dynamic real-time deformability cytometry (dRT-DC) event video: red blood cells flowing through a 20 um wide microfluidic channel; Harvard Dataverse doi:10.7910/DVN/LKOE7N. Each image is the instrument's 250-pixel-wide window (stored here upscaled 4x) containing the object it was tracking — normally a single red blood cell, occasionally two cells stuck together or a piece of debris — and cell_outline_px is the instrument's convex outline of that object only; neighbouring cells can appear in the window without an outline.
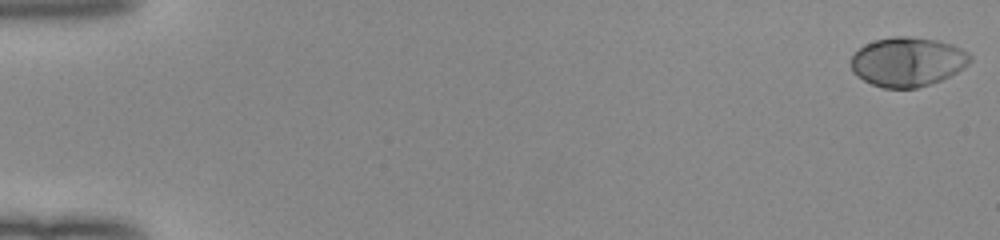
{"species": "human", "species_latin": "Homo sapiens", "temperature_condition": "room temperature", "stored_images_in_passage": 52, "camera_frame_rate_fps": 3000, "um_per_image_px": 0.085, "donor": {"sex": "female"}, "frame": {"image": 1, "passage_image": 1, "time_ms": 0.0, "image_size_px": [1000, 240], "cell_outline_px": [[972, 60], [964, 68], [940, 80], [916, 88], [884, 88], [872, 84], [856, 76], [852, 72], [848, 60], [864, 44], [876, 40], [892, 36], [912, 36], [936, 40], [952, 44], [968, 52], [972, 56]], "centroid_in_image_um": [77.12, 5.24], "position_along_channel_um": 7.9, "area_um2": 34.39}}
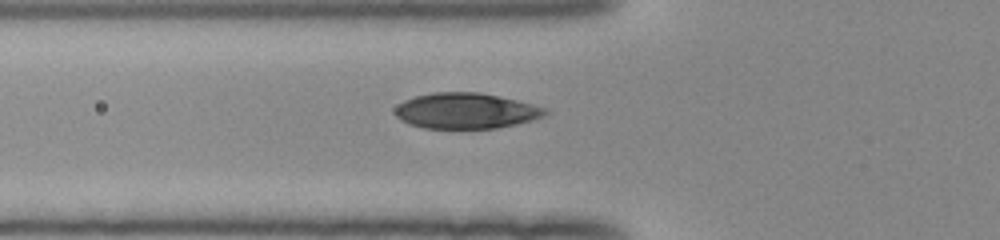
{"frame": {"image": 2, "passage_image": 20, "time_ms": 6.333, "image_size_px": [1000, 240], "cell_outline_px": [[548, 112], [544, 116], [532, 120], [516, 124], [496, 128], [424, 128], [408, 124], [400, 120], [396, 116], [396, 108], [404, 100], [416, 96], [436, 92], [480, 92], [516, 100], [548, 108]], "centroid_in_image_um": [39.62, 9.42], "position_along_channel_um": 86.2, "area_um2": 31.1}}
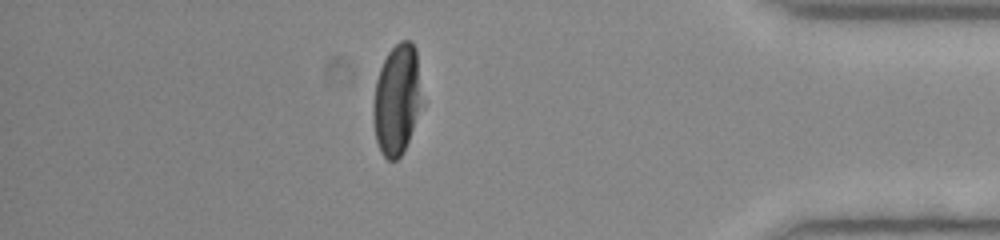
{"frame": {"image": 3, "passage_image": 46, "time_ms": 15.0, "image_size_px": [1000, 240], "cell_outline_px": [[420, 104], [408, 140], [400, 156], [396, 160], [388, 160], [380, 152], [376, 140], [372, 116], [372, 104], [376, 80], [380, 68], [388, 52], [400, 40], [412, 40], [416, 48]], "centroid_in_image_um": [33.67, 8.45], "position_along_channel_um": 401.5, "area_um2": 30.69}, "authors_computed_cell_mechanics": {"area_um2": 32.7148, "velocity_mm_per_s": 4.0059, "shape_relaxation_time_tau1_ms": 3.1455, "shape_relaxation_time_tau2_ms": null, "deformation_change_tau1": 0.1982, "deformation_change_tau2": null}}